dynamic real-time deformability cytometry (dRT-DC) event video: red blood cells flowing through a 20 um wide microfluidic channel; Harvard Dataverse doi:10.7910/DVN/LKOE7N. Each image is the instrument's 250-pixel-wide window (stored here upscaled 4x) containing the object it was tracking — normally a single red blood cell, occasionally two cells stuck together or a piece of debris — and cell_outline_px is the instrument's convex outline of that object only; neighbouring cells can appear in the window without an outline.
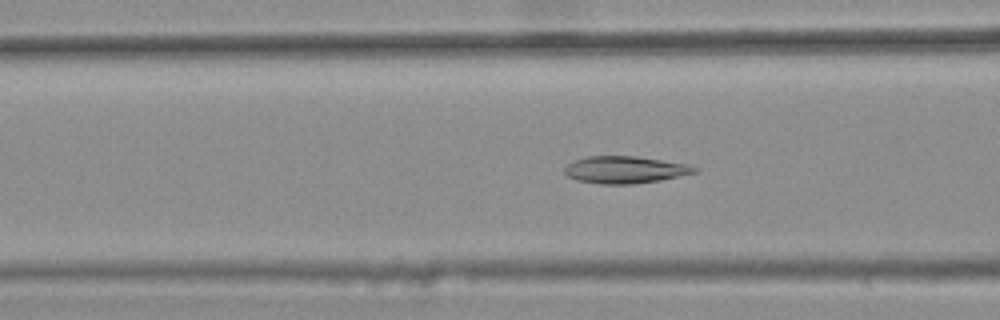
{"species": "common noctule bat (a hibernating species)", "species_latin": "Nyctalus noctula", "temperature_condition": "warm", "stored_images_in_passage": 43, "camera_frame_rate_fps": 3000, "um_per_image_px": 0.085, "animal": {"sex": "female", "body_mass_g": 25.1}, "frame": {"image": 1, "passage_image": 18, "time_ms": 5.667, "image_size_px": [1000, 320], "cell_outline_px": [[700, 172], [660, 180], [632, 184], [600, 184], [576, 180], [568, 176], [564, 172], [564, 168], [572, 160], [588, 156], [636, 156], [688, 164], [700, 168]], "centroid_in_image_um": [53.15, 14.43], "position_along_channel_um": 113.5, "area_um2": 20.75}}
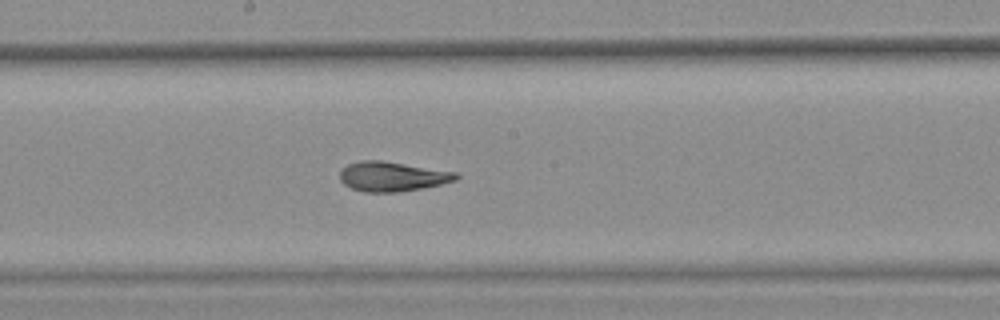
{"frame": {"image": 2, "passage_image": 26, "time_ms": 8.333, "image_size_px": [1000, 320], "cell_outline_px": [[460, 176], [456, 180], [440, 184], [400, 192], [364, 192], [352, 188], [344, 184], [340, 180], [340, 172], [348, 164], [360, 160], [380, 160], [456, 172]], "centroid_in_image_um": [33.33, 15.0], "position_along_channel_um": 214.9, "area_um2": 19.88}}
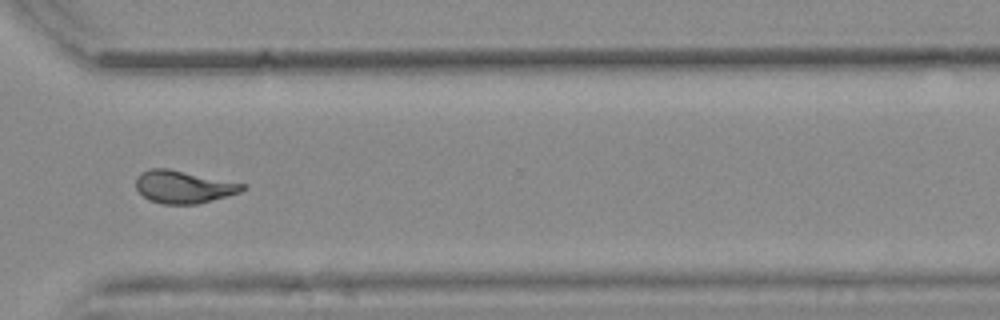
{"frame": {"image": 3, "passage_image": 37, "time_ms": 12.0, "image_size_px": [1000, 320], "cell_outline_px": [[248, 188], [240, 192], [212, 200], [196, 204], [164, 204], [152, 200], [144, 196], [136, 188], [136, 176], [140, 172], [148, 168], [168, 168], [248, 184]], "centroid_in_image_um": [15.62, 15.86], "position_along_channel_um": 355.0, "area_um2": 20.35}, "authors_computed_cell_mechanics": {"area_um2": 20.519, "velocity_mm_per_s": 3.8032, "shape_relaxation_time_tau1_ms": 8.4615, "shape_relaxation_time_tau2_ms": 1.6169, "deformation_change_tau1": 0.232, "deformation_change_tau2": 0.0701}}